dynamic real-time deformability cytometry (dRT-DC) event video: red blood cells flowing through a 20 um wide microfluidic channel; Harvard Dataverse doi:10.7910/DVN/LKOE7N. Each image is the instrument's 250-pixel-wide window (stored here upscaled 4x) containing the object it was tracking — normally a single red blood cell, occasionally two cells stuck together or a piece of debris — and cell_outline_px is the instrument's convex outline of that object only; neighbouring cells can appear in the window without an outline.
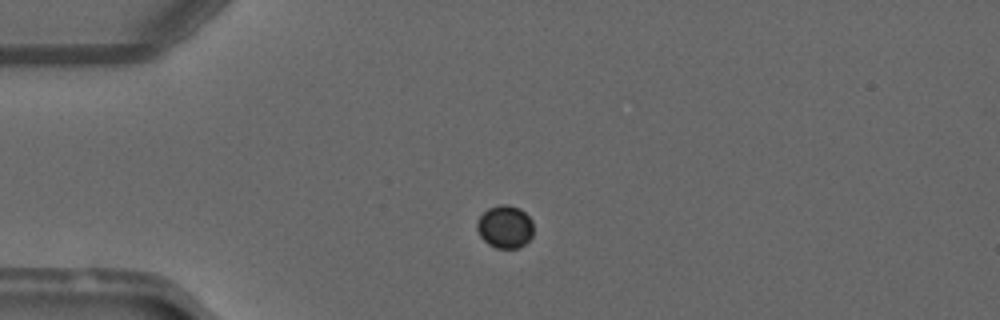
{"species": "common noctule bat (a hibernating species)", "species_latin": "Nyctalus noctula", "temperature_condition": "warm", "stored_images_in_passage": 47, "camera_frame_rate_fps": 3000, "um_per_image_px": 0.085, "animal": {"sex": "male", "forearm_length_mm": 52.5}, "frame": {"image": 1, "passage_image": 9, "time_ms": 2.667, "image_size_px": [1000, 320], "cell_outline_px": [[532, 236], [524, 244], [516, 248], [496, 248], [488, 244], [480, 236], [476, 228], [476, 224], [480, 216], [488, 208], [500, 204], [508, 204], [520, 208], [532, 220]], "centroid_in_image_um": [42.91, 19.26], "position_along_channel_um": 42.1, "area_um2": 14.05}}
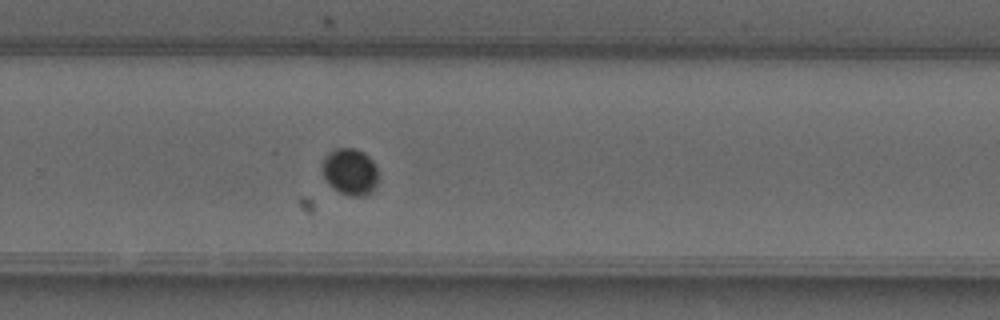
{"frame": {"image": 2, "passage_image": 30, "time_ms": 9.667, "image_size_px": [1000, 320], "cell_outline_px": [[376, 188], [372, 192], [364, 196], [352, 196], [340, 192], [332, 188], [328, 184], [324, 176], [324, 156], [328, 152], [336, 148], [356, 148], [364, 152], [372, 160], [376, 168]], "centroid_in_image_um": [29.76, 14.59], "position_along_channel_um": 300.0, "area_um2": 15.14}}
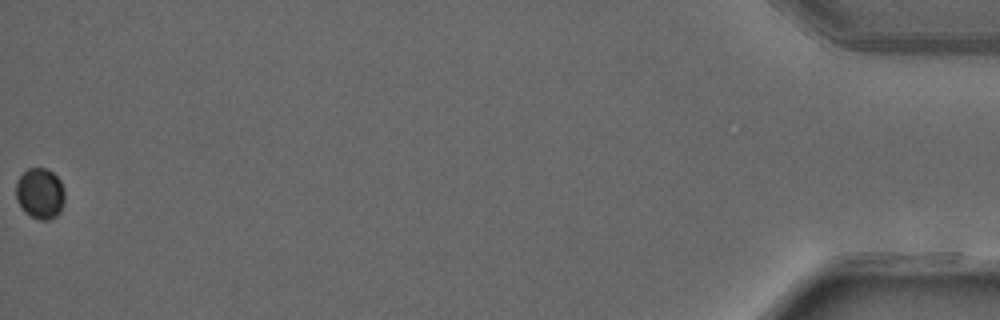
{"frame": {"image": 3, "passage_image": 47, "time_ms": 15.333, "image_size_px": [1000, 320], "cell_outline_px": [[64, 200], [60, 212], [56, 216], [48, 220], [40, 220], [24, 212], [16, 200], [16, 184], [20, 176], [28, 168], [44, 168], [52, 172], [60, 180], [64, 188]], "centroid_in_image_um": [3.4, 16.45], "position_along_channel_um": 431.8, "area_um2": 14.45}}